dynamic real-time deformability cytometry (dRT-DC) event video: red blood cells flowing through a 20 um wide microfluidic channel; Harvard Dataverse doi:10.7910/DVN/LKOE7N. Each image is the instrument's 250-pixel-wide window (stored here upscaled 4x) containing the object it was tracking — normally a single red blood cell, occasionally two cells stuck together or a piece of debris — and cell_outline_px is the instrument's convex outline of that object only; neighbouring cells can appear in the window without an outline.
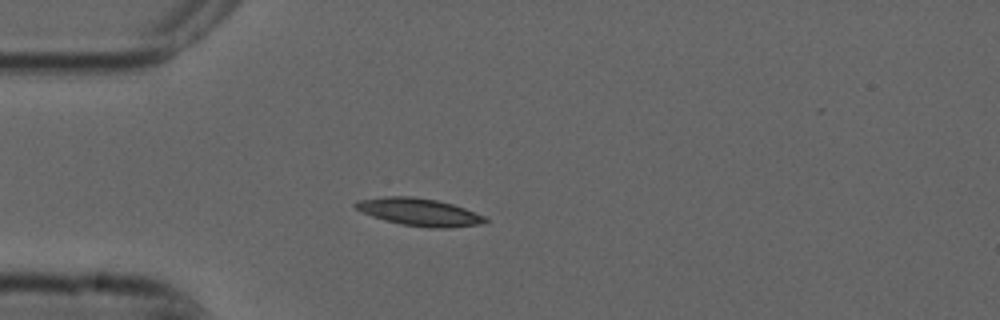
{"species": "common noctule bat (a hibernating species)", "species_latin": "Nyctalus noctula", "temperature_condition": "cold", "stored_images_in_passage": 6, "camera_frame_rate_fps": 3000, "um_per_image_px": 0.085, "animal": {"sex": "male", "forearm_length_mm": 52.5}, "frame": {"image": 1, "passage_image": 5, "time_ms": 1.333, "image_size_px": [1000, 320], "cell_outline_px": [[488, 220], [484, 224], [448, 228], [428, 228], [400, 224], [384, 220], [372, 216], [356, 208], [352, 204], [356, 200], [384, 196], [412, 196], [436, 200], [452, 204], [464, 208], [484, 216]], "centroid_in_image_um": [35.62, 18.02], "position_along_channel_um": 49.4, "area_um2": 20.87}}